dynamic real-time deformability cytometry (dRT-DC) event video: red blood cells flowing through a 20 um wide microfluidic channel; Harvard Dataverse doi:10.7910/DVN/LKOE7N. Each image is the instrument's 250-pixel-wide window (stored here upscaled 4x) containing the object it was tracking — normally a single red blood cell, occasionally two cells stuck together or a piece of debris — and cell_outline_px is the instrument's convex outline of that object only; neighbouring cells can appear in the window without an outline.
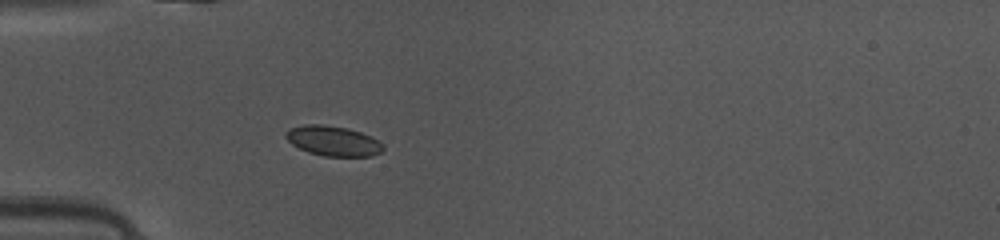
{"species": "common noctule bat (a hibernating species)", "species_latin": "Nyctalus noctula", "temperature_condition": "warm", "stored_images_in_passage": 35, "camera_frame_rate_fps": 3000, "um_per_image_px": 0.085, "animal": {"sex": "female", "body_mass_g": 10.0, "forearm_length_mm": 53.1}, "frame": {"image": 1, "passage_image": 1, "time_ms": 0.0, "image_size_px": [1000, 240], "cell_outline_px": [[384, 148], [380, 152], [372, 156], [324, 156], [308, 152], [292, 144], [284, 136], [284, 132], [288, 128], [304, 124], [324, 124], [348, 128], [372, 136]], "centroid_in_image_um": [28.26, 11.96], "position_along_channel_um": 56.7, "area_um2": 17.05}}
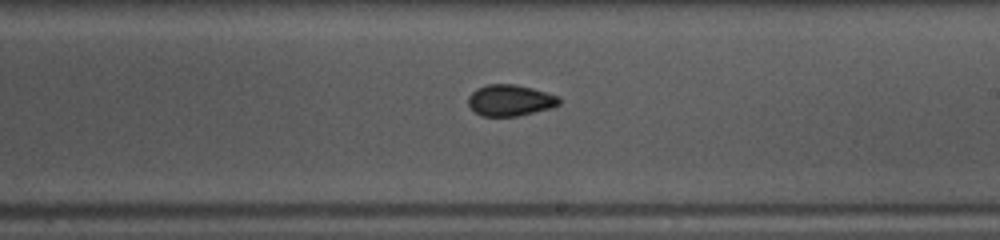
{"frame": {"image": 2, "passage_image": 15, "time_ms": 4.667, "image_size_px": [1000, 240], "cell_outline_px": [[560, 104], [552, 108], [516, 116], [480, 116], [468, 104], [468, 96], [476, 88], [488, 84], [516, 84], [532, 88], [560, 96]], "centroid_in_image_um": [43.37, 8.52], "position_along_channel_um": 245.6, "area_um2": 16.65}}
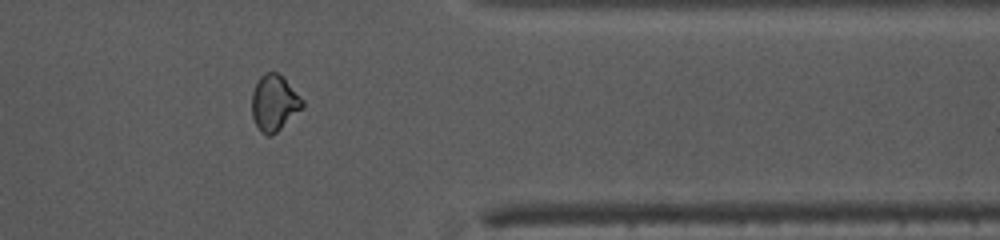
{"frame": {"image": 3, "passage_image": 26, "time_ms": 8.333, "image_size_px": [1000, 240], "cell_outline_px": [[304, 104], [272, 136], [268, 136], [260, 132], [252, 116], [252, 92], [260, 76], [268, 72], [276, 72], [304, 100]], "centroid_in_image_um": [23.26, 8.76], "position_along_channel_um": 388.1, "area_um2": 15.9}, "authors_computed_cell_mechanics": {"area_um2": 16.5308, "velocity_mm_per_s": 4.1568, "shape_relaxation_time_tau1_ms": 4.257, "shape_relaxation_time_tau2_ms": 1.9734, "deformation_change_tau1": 0.0816, "deformation_change_tau2": 0.0586}}